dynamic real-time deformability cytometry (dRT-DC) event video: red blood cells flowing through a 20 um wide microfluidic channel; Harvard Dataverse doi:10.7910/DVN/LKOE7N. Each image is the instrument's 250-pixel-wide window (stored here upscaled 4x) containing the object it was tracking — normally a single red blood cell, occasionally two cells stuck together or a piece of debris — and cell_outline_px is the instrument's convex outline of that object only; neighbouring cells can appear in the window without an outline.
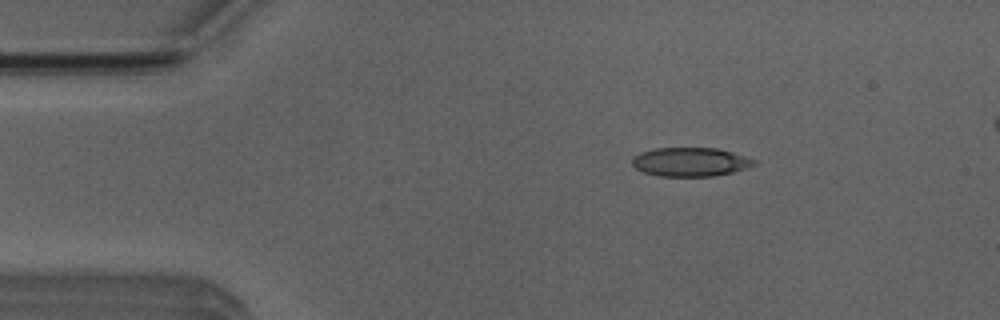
{"species": "Egyptian fruit bat (a non-hibernating species)", "species_latin": "Rousettus aegyptiacus", "temperature_condition": "room temperature", "stored_images_in_passage": 4, "camera_frame_rate_fps": 3000, "um_per_image_px": 0.085, "animal": {"sex": "male"}, "frame": {"image": 1, "passage_image": 2, "time_ms": 1.333, "image_size_px": [1000, 320], "cell_outline_px": [[756, 164], [748, 168], [716, 176], [660, 176], [644, 172], [636, 168], [632, 164], [632, 156], [640, 152], [656, 148], [716, 148], [732, 152], [756, 160]], "centroid_in_image_um": [58.68, 13.76], "position_along_channel_um": 26.3, "area_um2": 20.52}}